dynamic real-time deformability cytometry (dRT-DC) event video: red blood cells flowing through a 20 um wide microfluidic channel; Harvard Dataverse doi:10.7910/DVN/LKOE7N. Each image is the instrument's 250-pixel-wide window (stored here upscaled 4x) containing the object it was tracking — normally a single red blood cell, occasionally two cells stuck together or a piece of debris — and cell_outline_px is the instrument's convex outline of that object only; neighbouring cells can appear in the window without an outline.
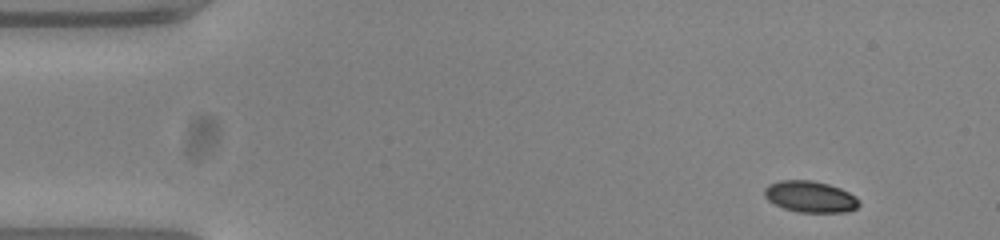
{"species": "common noctule bat (a hibernating species)", "species_latin": "Nyctalus noctula", "temperature_condition": "warm", "stored_images_in_passage": 50, "camera_frame_rate_fps": 3000, "um_per_image_px": 0.085, "animal": {"sex": "female", "body_mass_g": 23.0, "forearm_length_mm": 53.4}, "frame": {"image": 1, "passage_image": 1, "time_ms": 0.0, "image_size_px": [1000, 240], "cell_outline_px": [[860, 204], [856, 208], [848, 212], [796, 212], [784, 208], [768, 200], [764, 196], [764, 188], [768, 184], [780, 180], [812, 180], [828, 184], [840, 188], [856, 196], [860, 200]], "centroid_in_image_um": [68.87, 16.71], "position_along_channel_um": 16.1, "area_um2": 17.4}}
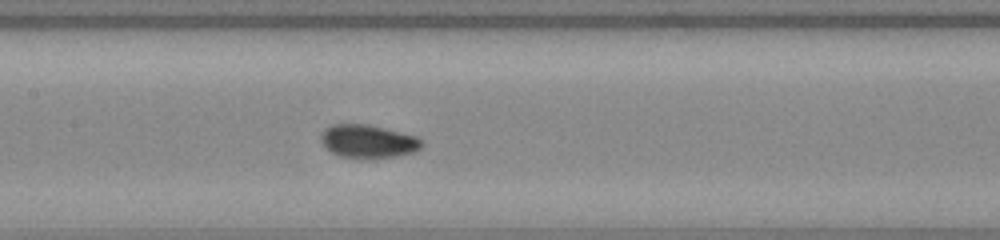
{"frame": {"image": 2, "passage_image": 22, "time_ms": 7.0, "image_size_px": [1000, 240], "cell_outline_px": [[424, 144], [416, 152], [396, 156], [364, 160], [340, 156], [332, 152], [320, 140], [320, 136], [324, 128], [332, 124], [368, 124], [416, 136], [424, 140]], "centroid_in_image_um": [31.31, 12.03], "position_along_channel_um": 176.1, "area_um2": 19.88}}
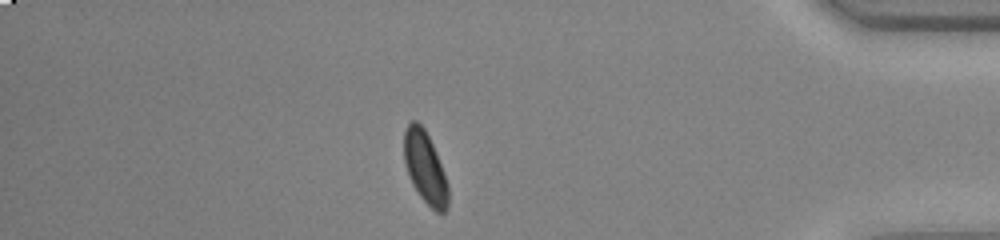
{"frame": {"image": 3, "passage_image": 43, "time_ms": 14.0, "image_size_px": [1000, 240], "cell_outline_px": [[448, 208], [444, 212], [436, 212], [420, 196], [412, 184], [408, 176], [404, 164], [404, 128], [412, 120], [416, 120], [424, 128], [432, 144], [448, 184]], "centroid_in_image_um": [36.11, 14.23], "position_along_channel_um": 399.1, "area_um2": 18.38}, "authors_computed_cell_mechanics": {"area_um2": 18.496, "velocity_mm_per_s": 3.7614, "shape_relaxation_time_tau1_ms": 3.9366, "shape_relaxation_time_tau2_ms": 2.5364, "deformation_change_tau1": 0.1128, "deformation_change_tau2": 0.0545}}